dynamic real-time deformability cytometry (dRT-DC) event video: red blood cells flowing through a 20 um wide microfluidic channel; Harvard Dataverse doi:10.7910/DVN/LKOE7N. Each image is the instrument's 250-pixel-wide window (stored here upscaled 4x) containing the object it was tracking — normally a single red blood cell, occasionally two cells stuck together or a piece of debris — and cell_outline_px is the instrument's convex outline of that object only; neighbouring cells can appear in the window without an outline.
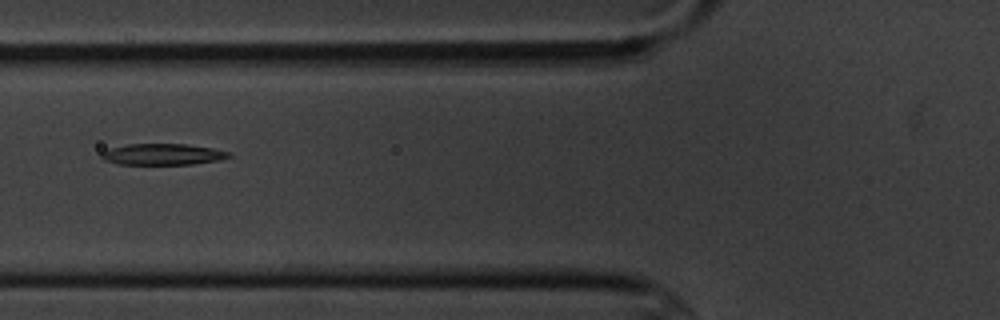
{"species": "common noctule bat (a hibernating species)", "species_latin": "Nyctalus noctula", "temperature_condition": "cold", "stored_images_in_passage": 9, "camera_frame_rate_fps": 3000, "um_per_image_px": 0.085, "animal": {"sex": "male", "body_mass_g": 20.1, "forearm_length_mm": 53.5}, "frame": {"image": 1, "passage_image": 6, "time_ms": 5.667, "image_size_px": [1000, 320], "cell_outline_px": [[232, 156], [216, 160], [192, 164], [120, 164], [104, 160], [100, 156], [100, 152], [108, 148], [128, 144], [184, 144], [212, 148], [228, 152]], "centroid_in_image_um": [13.75, 13.11], "position_along_channel_um": 112.1, "area_um2": 15.61}}
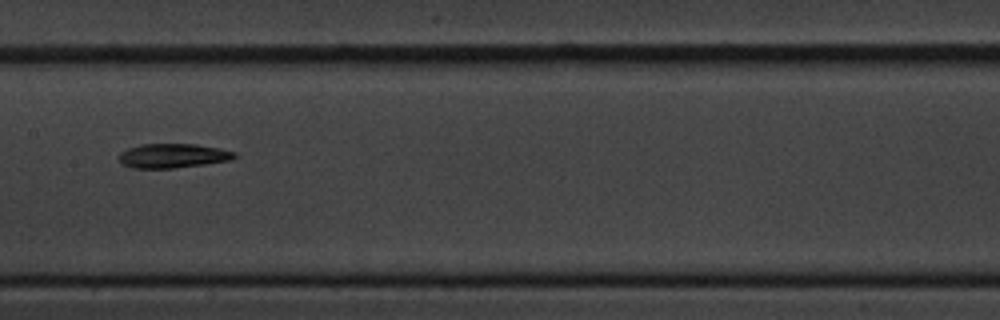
{"frame": {"image": 2, "passage_image": 8, "time_ms": 8.0, "image_size_px": [1000, 320], "cell_outline_px": [[236, 156], [232, 160], [204, 164], [172, 168], [132, 168], [120, 164], [120, 152], [128, 148], [140, 144], [196, 144], [220, 148], [236, 152]], "centroid_in_image_um": [14.69, 13.24], "position_along_channel_um": 192.7, "area_um2": 16.42}}
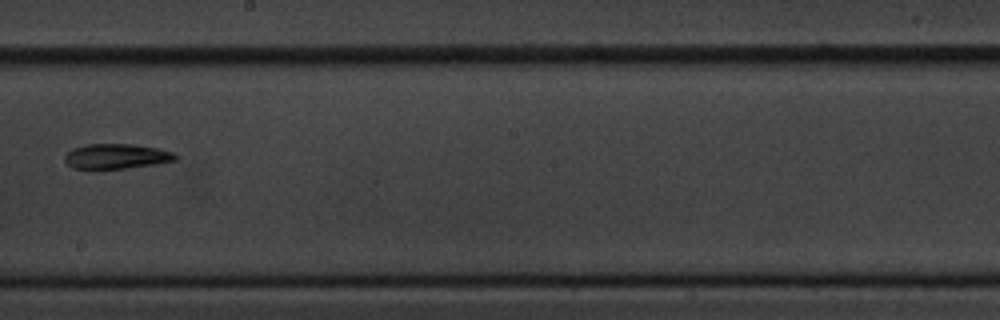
{"frame": {"image": 3, "passage_image": 9, "time_ms": 9.333, "image_size_px": [1000, 320], "cell_outline_px": [[176, 160], [156, 164], [124, 168], [72, 168], [64, 160], [64, 156], [72, 148], [88, 144], [136, 144], [156, 148], [172, 152], [176, 156]], "centroid_in_image_um": [9.87, 13.27], "position_along_channel_um": 238.3, "area_um2": 15.9}}